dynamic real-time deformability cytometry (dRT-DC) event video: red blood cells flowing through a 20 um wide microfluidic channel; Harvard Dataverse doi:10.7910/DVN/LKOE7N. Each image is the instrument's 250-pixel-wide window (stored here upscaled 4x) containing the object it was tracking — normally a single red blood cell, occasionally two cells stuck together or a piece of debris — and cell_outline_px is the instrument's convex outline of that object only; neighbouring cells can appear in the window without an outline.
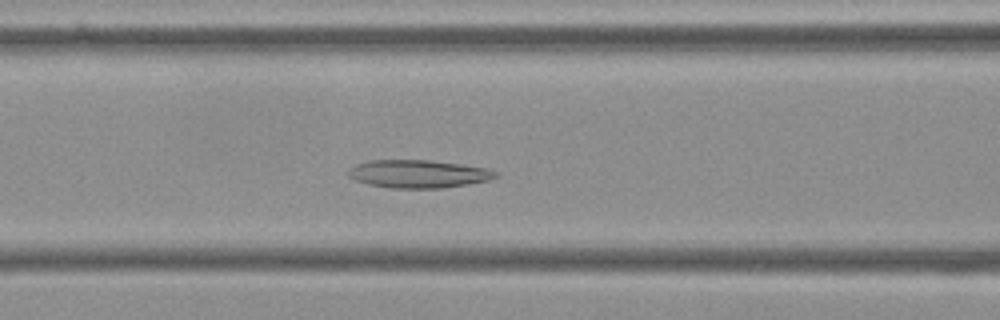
{"species": "Egyptian fruit bat (a non-hibernating species)", "species_latin": "Rousettus aegyptiacus", "temperature_condition": "cold", "stored_images_in_passage": 53, "camera_frame_rate_fps": 3000, "um_per_image_px": 0.085, "frame": {"image": 1, "passage_image": 20, "time_ms": 6.333, "image_size_px": [1000, 320], "cell_outline_px": [[500, 176], [488, 180], [468, 184], [444, 188], [388, 188], [368, 184], [356, 180], [348, 176], [348, 168], [356, 164], [368, 160], [428, 160], [460, 164], [488, 168], [500, 172]], "centroid_in_image_um": [35.58, 14.78], "position_along_channel_um": 131.0, "area_um2": 24.22}}
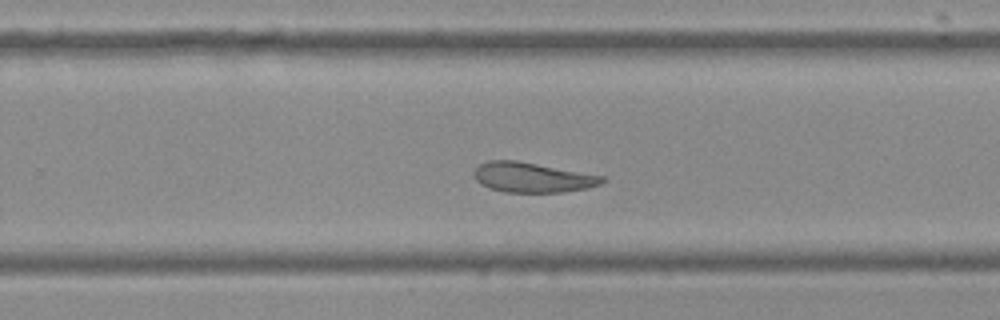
{"frame": {"image": 2, "passage_image": 33, "time_ms": 10.667, "image_size_px": [1000, 320], "cell_outline_px": [[604, 180], [600, 184], [588, 188], [560, 192], [504, 192], [488, 188], [480, 184], [476, 180], [472, 172], [476, 164], [488, 160], [516, 160], [604, 176]], "centroid_in_image_um": [45.16, 15.07], "position_along_channel_um": 284.6, "area_um2": 22.48}}
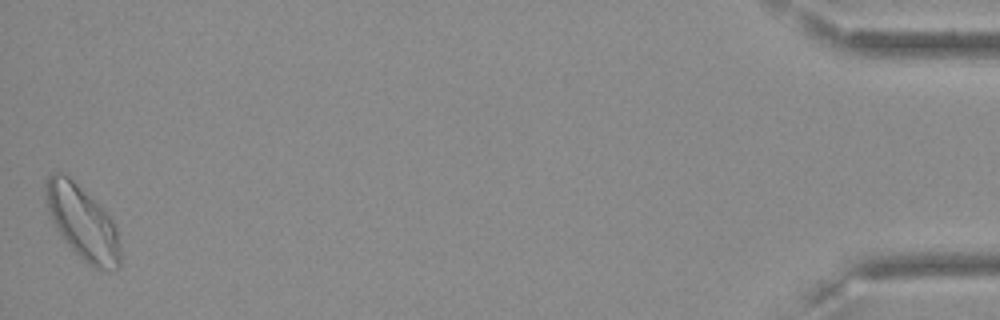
{"frame": {"image": 3, "passage_image": 53, "time_ms": 17.333, "image_size_px": [1000, 320], "cell_outline_px": [[120, 268], [92, 268], [64, 240], [52, 220], [48, 212], [44, 200], [44, 180], [52, 172], [60, 172], [68, 176], [104, 208], [112, 220], [116, 228], [120, 244]], "centroid_in_image_um": [6.98, 18.87], "position_along_channel_um": 428.2, "area_um2": 31.96}}